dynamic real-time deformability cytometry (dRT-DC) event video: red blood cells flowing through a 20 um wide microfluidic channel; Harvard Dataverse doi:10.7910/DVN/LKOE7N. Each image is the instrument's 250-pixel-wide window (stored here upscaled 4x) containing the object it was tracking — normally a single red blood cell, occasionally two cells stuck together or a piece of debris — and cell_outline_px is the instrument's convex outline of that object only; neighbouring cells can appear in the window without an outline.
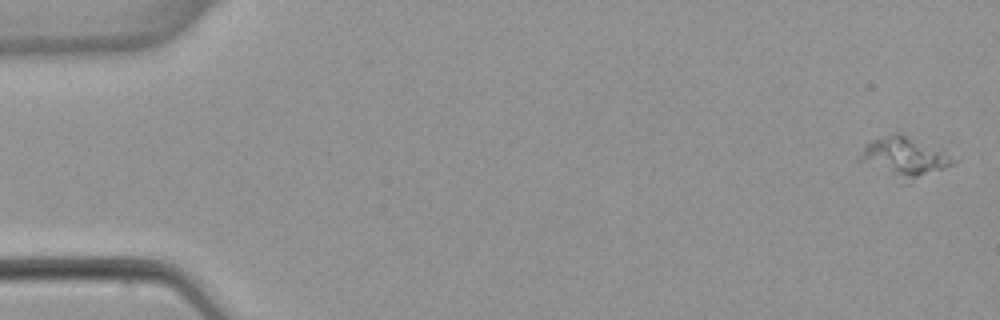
{"species": "common noctule bat (a hibernating species)", "species_latin": "Nyctalus noctula", "temperature_condition": "warm", "stored_images_in_passage": 6, "camera_frame_rate_fps": 3000, "um_per_image_px": 0.085, "animal": {"sex": "female", "body_mass_g": 22.7, "forearm_length_mm": 54.2}, "frame": {"image": 1, "passage_image": 1, "time_ms": 0.0, "image_size_px": [1000, 320], "cell_outline_px": [[960, 160], [956, 164], [908, 184], [904, 184], [856, 160], [864, 144], [872, 140], [892, 132], [900, 132], [940, 144]], "centroid_in_image_um": [76.99, 13.34], "position_along_channel_um": 8.0, "area_um2": 23.87}}
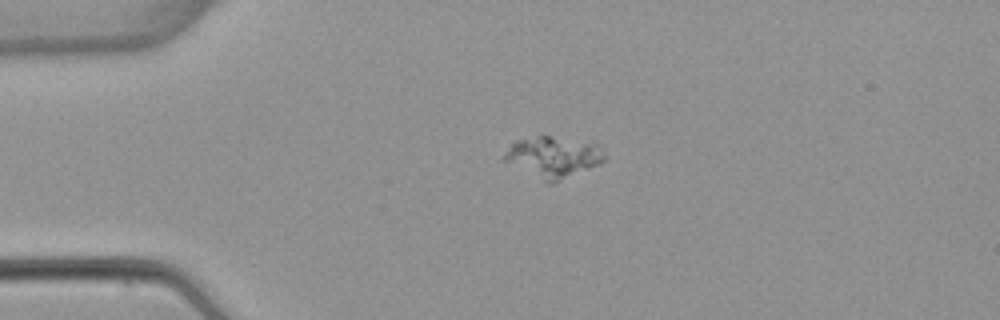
{"frame": {"image": 2, "passage_image": 4, "time_ms": 3.667, "image_size_px": [1000, 320], "cell_outline_px": [[604, 160], [588, 168], [552, 184], [548, 184], [500, 160], [508, 148], [512, 144], [520, 140], [536, 136], [548, 136], [596, 140], [604, 152]], "centroid_in_image_um": [47.03, 13.33], "position_along_channel_um": 38.0, "area_um2": 24.33}}
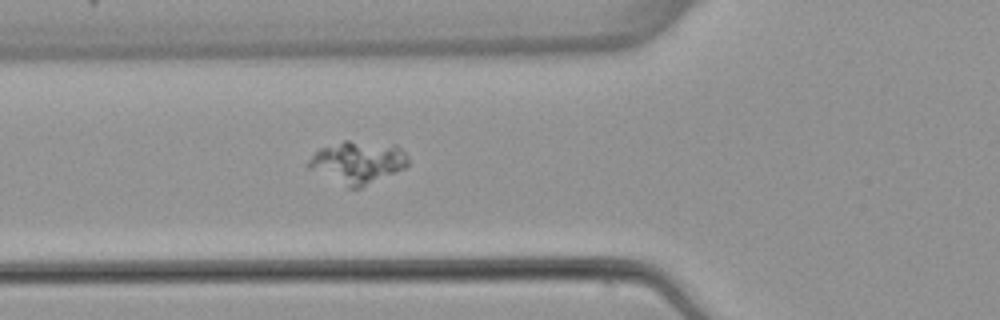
{"frame": {"image": 3, "passage_image": 6, "time_ms": 6.0, "image_size_px": [1000, 320], "cell_outline_px": [[408, 164], [404, 168], [360, 188], [348, 188], [308, 168], [304, 164], [320, 148], [344, 140], [348, 140], [396, 144], [408, 156]], "centroid_in_image_um": [30.4, 13.78], "position_along_channel_um": 95.4, "area_um2": 24.62}}